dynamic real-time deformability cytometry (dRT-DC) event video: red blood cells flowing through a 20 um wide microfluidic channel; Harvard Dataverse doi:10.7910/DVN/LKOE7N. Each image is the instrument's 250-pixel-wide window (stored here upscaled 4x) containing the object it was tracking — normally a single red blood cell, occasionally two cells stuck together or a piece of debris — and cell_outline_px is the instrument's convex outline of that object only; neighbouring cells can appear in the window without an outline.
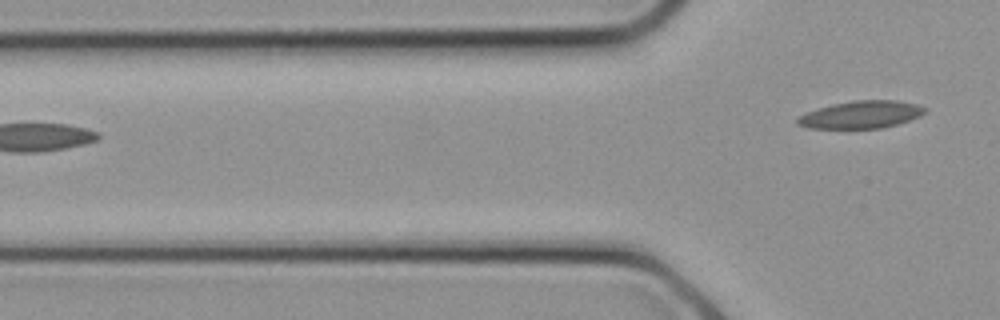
{"species": "common noctule bat (a hibernating species)", "species_latin": "Nyctalus noctula", "temperature_condition": "cold", "stored_images_in_passage": 7, "segment_of_instrument_passage": [2, 2], "camera_frame_rate_fps": 3000, "um_per_image_px": 0.085, "animal": {"sex": "female", "body_mass_g": 21.9}, "frame": {"image": 1, "passage_image": 7, "time_ms": 2.0, "image_size_px": [1000, 320], "cell_outline_px": [[928, 112], [920, 116], [884, 128], [808, 128], [796, 124], [796, 120], [800, 116], [808, 112], [832, 104], [856, 100], [896, 100], [916, 104], [928, 108]], "centroid_in_image_um": [73.24, 9.74], "position_along_channel_um": 52.6, "area_um2": 20.29}}